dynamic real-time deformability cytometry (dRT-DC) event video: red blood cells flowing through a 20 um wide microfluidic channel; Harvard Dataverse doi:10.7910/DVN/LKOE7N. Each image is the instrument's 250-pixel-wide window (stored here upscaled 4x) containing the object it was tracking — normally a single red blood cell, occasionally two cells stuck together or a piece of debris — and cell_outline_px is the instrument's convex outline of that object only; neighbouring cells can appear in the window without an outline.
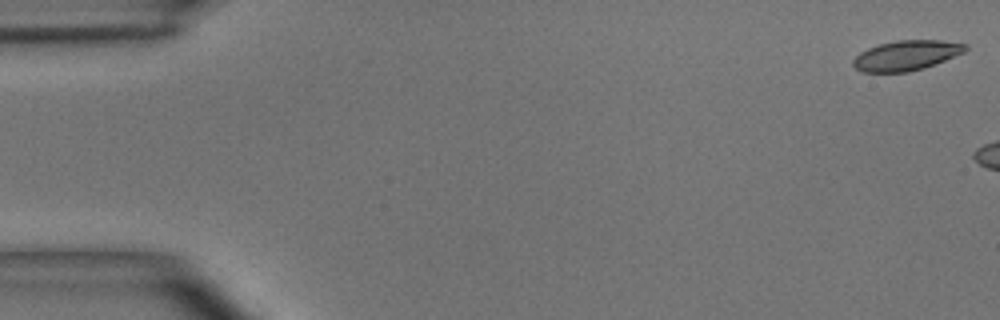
{"species": "common noctule bat (a hibernating species)", "species_latin": "Nyctalus noctula", "temperature_condition": "room temperature", "stored_images_in_passage": 5, "camera_frame_rate_fps": 3000, "um_per_image_px": 0.085, "animal": {"sex": "male", "body_mass_g": 15.6}, "frame": {"image": 1, "passage_image": 1, "time_ms": 0.0, "image_size_px": [1000, 320], "cell_outline_px": [[968, 48], [964, 52], [924, 68], [908, 72], [860, 72], [852, 64], [852, 60], [860, 52], [868, 48], [880, 44], [896, 40], [940, 40], [968, 44]], "centroid_in_image_um": [77.02, 4.71], "position_along_channel_um": 8.0, "area_um2": 19.59}}